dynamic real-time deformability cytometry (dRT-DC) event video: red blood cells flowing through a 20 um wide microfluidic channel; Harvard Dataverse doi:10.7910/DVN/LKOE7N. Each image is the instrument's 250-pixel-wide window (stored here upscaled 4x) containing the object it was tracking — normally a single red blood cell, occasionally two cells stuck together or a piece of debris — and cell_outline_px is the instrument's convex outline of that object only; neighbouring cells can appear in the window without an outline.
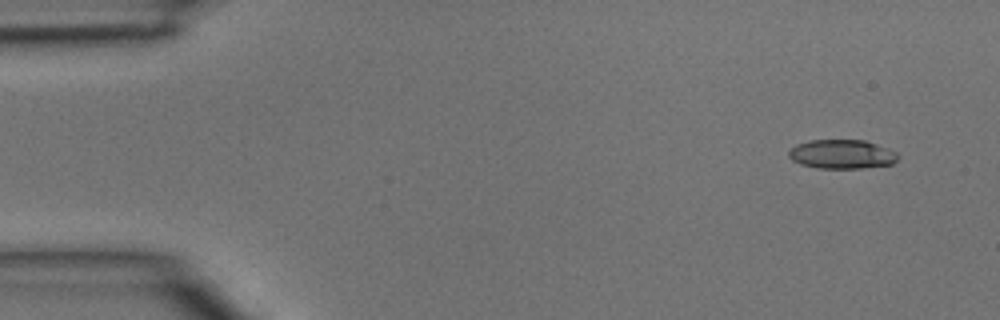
{"species": "common noctule bat (a hibernating species)", "species_latin": "Nyctalus noctula", "temperature_condition": "room temperature", "stored_images_in_passage": 4, "camera_frame_rate_fps": 3000, "um_per_image_px": 0.085, "animal": {"sex": "male", "body_mass_g": 15.6}, "frame": {"image": 1, "passage_image": 1, "time_ms": 0.0, "image_size_px": [1000, 320], "cell_outline_px": [[900, 156], [892, 164], [860, 168], [816, 168], [800, 164], [792, 160], [788, 156], [788, 152], [796, 144], [808, 140], [864, 140], [888, 148], [896, 152]], "centroid_in_image_um": [71.54, 13.1], "position_along_channel_um": 13.5, "area_um2": 18.55}}
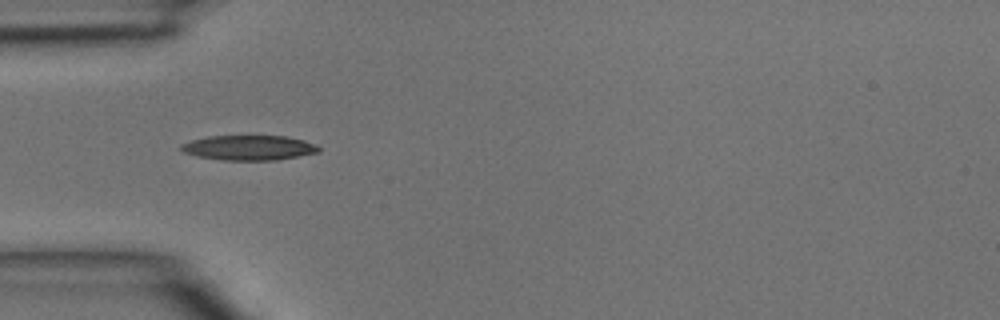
{"frame": {"image": 2, "passage_image": 4, "time_ms": 1.0, "image_size_px": [1000, 320], "cell_outline_px": [[320, 152], [276, 160], [224, 160], [196, 156], [184, 152], [180, 148], [180, 144], [192, 140], [208, 136], [284, 136], [304, 140], [316, 144], [320, 148]], "centroid_in_image_um": [21.16, 12.55], "position_along_channel_um": 63.8, "area_um2": 19.94}}